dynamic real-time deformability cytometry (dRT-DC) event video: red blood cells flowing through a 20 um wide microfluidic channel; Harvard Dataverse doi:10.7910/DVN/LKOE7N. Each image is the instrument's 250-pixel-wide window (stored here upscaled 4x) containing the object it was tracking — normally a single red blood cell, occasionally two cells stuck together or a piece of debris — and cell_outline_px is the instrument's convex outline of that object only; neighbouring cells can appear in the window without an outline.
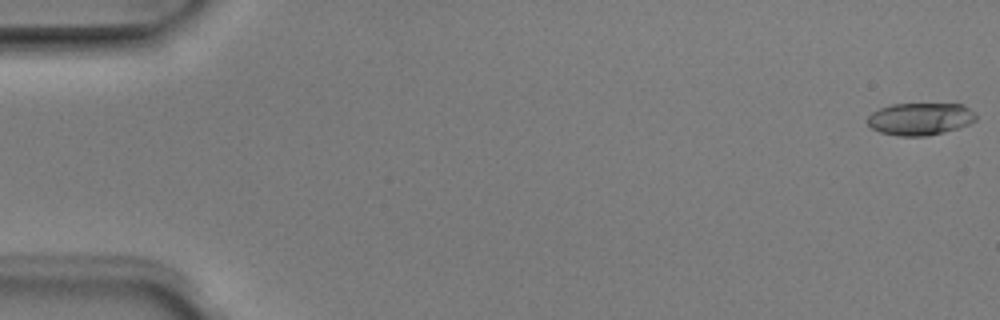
{"species": "Egyptian fruit bat (a non-hibernating species)", "species_latin": "Rousettus aegyptiacus", "temperature_condition": "room temperature", "stored_images_in_passage": 5, "camera_frame_rate_fps": 3000, "um_per_image_px": 0.085, "animal": {"sex": "male"}, "frame": {"image": 1, "passage_image": 1, "time_ms": 0.0, "image_size_px": [1000, 320], "cell_outline_px": [[976, 120], [968, 124], [944, 132], [924, 136], [900, 136], [880, 132], [872, 128], [868, 124], [868, 116], [872, 112], [880, 108], [892, 104], [964, 104], [976, 116]], "centroid_in_image_um": [78.19, 10.1], "position_along_channel_um": 6.8, "area_um2": 20.23}}
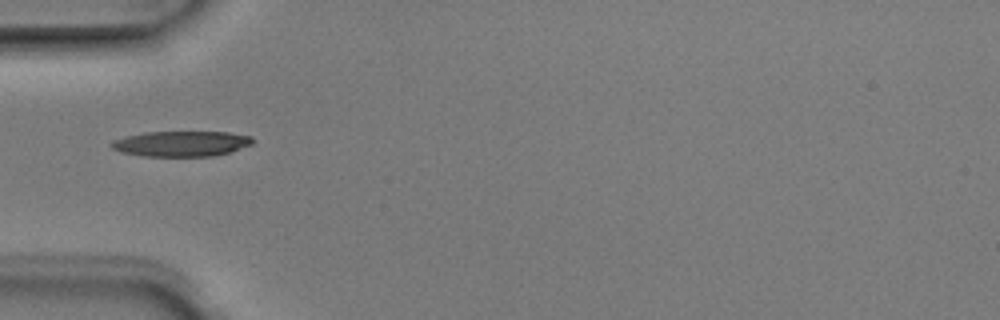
{"frame": {"image": 2, "passage_image": 5, "time_ms": 1.333, "image_size_px": [1000, 320], "cell_outline_px": [[256, 140], [252, 144], [228, 152], [212, 156], [144, 156], [120, 152], [112, 148], [108, 144], [112, 140], [124, 136], [144, 132], [228, 132], [252, 136]], "centroid_in_image_um": [15.37, 12.2], "position_along_channel_um": 69.6, "area_um2": 21.04}}